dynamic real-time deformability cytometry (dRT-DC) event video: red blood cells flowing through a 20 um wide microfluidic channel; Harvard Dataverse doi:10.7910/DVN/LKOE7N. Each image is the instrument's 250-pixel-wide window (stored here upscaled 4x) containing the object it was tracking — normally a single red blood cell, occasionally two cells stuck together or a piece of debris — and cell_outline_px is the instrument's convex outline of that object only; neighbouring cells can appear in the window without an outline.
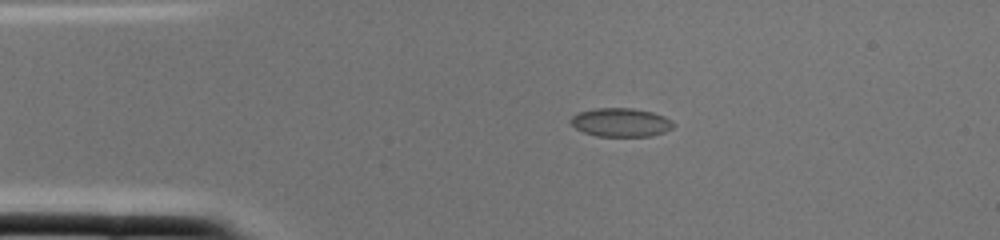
{"species": "common noctule bat (a hibernating species)", "species_latin": "Nyctalus noctula", "temperature_condition": "cold", "stored_images_in_passage": 1, "camera_frame_rate_fps": 3000, "um_per_image_px": 0.085, "animal": {"sex": "female", "body_mass_g": 22.0, "forearm_length_mm": 56.7}, "frame": {"image": 1, "passage_image": 1, "time_ms": 0.0, "image_size_px": [1000, 240], "cell_outline_px": [[676, 124], [672, 128], [664, 132], [652, 136], [596, 136], [584, 132], [576, 128], [568, 120], [572, 116], [580, 112], [596, 108], [632, 108], [652, 112], [664, 116], [672, 120]], "centroid_in_image_um": [52.79, 10.4], "position_along_channel_um": 32.2, "area_um2": 17.17}}